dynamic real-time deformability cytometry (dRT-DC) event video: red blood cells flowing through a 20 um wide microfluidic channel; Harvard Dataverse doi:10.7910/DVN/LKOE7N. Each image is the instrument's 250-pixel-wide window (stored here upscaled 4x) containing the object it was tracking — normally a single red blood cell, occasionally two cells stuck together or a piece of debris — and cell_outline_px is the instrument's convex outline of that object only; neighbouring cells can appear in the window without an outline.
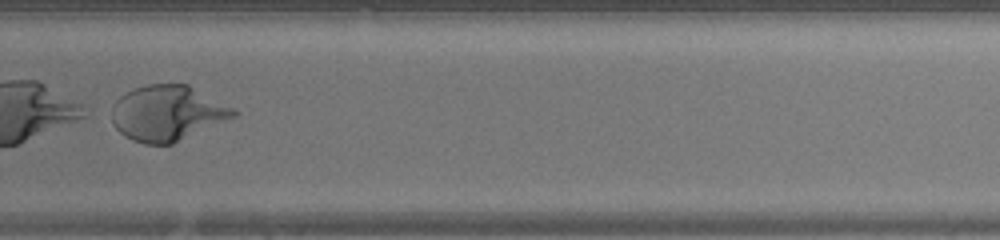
{"species": "human", "species_latin": "Homo sapiens", "temperature_condition": "warm", "stored_images_in_passage": 42, "camera_frame_rate_fps": 3000, "um_per_image_px": 0.085, "donor": {"sex": "female"}, "frame": {"image": 1, "passage_image": 29, "time_ms": 9.333, "image_size_px": [1000, 240], "cell_outline_px": [[240, 112], [236, 116], [172, 144], [144, 144], [132, 140], [124, 136], [116, 128], [112, 120], [112, 108], [116, 100], [120, 96], [136, 88], [148, 84], [188, 84]], "centroid_in_image_um": [14.22, 9.62], "position_along_channel_um": 315.6, "area_um2": 39.02}}